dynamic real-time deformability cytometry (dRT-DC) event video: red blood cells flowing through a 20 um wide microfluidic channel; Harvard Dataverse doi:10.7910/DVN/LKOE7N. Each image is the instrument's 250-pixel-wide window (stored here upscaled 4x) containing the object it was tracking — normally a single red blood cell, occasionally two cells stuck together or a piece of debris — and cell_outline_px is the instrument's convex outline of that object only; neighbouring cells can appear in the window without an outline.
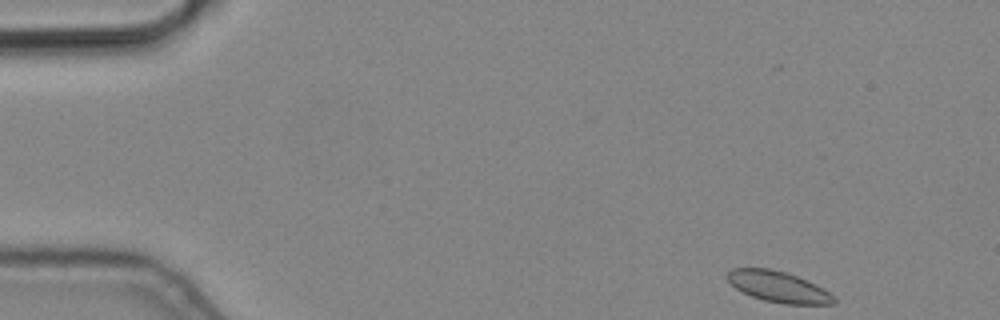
{"species": "common noctule bat (a hibernating species)", "species_latin": "Nyctalus noctula", "temperature_condition": "cold", "stored_images_in_passage": 5, "camera_frame_rate_fps": 3000, "um_per_image_px": 0.085, "animal": {"sex": "male", "body_mass_g": 19.2, "forearm_length_mm": 51.8}, "frame": {"image": 1, "passage_image": 1, "time_ms": 0.0, "image_size_px": [1000, 320], "cell_outline_px": [[836, 304], [784, 304], [764, 300], [752, 296], [736, 288], [728, 280], [728, 272], [732, 268], [768, 268], [788, 272], [808, 280], [824, 288], [836, 300]], "centroid_in_image_um": [66.19, 24.37], "position_along_channel_um": 18.8, "area_um2": 19.13}}
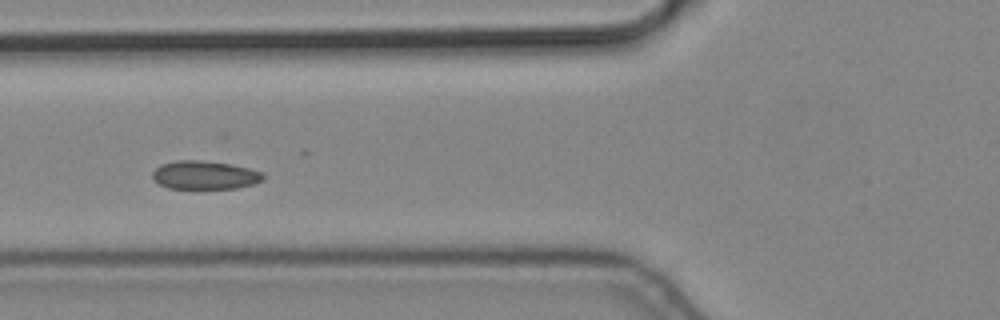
{"frame": {"image": 2, "passage_image": 5, "time_ms": 1.333, "image_size_px": [1000, 320], "cell_outline_px": [[264, 180], [256, 184], [236, 188], [168, 188], [152, 180], [152, 172], [160, 164], [176, 160], [200, 160], [232, 164], [248, 168], [260, 172], [264, 176]], "centroid_in_image_um": [17.39, 14.88], "position_along_channel_um": 108.4, "area_um2": 18.44}}